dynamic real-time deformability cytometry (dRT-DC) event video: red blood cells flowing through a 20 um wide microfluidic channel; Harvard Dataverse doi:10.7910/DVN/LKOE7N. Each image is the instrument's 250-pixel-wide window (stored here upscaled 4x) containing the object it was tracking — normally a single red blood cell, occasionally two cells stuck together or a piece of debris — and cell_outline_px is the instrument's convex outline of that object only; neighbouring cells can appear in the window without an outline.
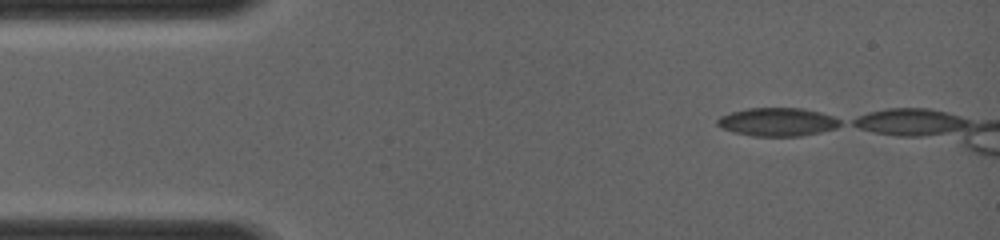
{"species": "common noctule bat (a hibernating species)", "species_latin": "Nyctalus noctula", "temperature_condition": "room temperature", "stored_images_in_passage": 8, "camera_frame_rate_fps": 4000, "um_per_image_px": 0.085, "animal": {"sex": "female", "body_mass_g": 19.0, "forearm_length_mm": 56.7}, "frame": {"image": 1, "passage_image": 1, "time_ms": 0.0, "image_size_px": [1000, 240], "cell_outline_px": [[844, 124], [836, 128], [820, 132], [800, 136], [752, 136], [732, 132], [720, 128], [716, 124], [716, 120], [720, 116], [732, 112], [748, 108], [804, 108], [820, 112], [832, 116], [840, 120]], "centroid_in_image_um": [66.08, 10.37], "position_along_channel_um": 18.9, "area_um2": 20.46}}